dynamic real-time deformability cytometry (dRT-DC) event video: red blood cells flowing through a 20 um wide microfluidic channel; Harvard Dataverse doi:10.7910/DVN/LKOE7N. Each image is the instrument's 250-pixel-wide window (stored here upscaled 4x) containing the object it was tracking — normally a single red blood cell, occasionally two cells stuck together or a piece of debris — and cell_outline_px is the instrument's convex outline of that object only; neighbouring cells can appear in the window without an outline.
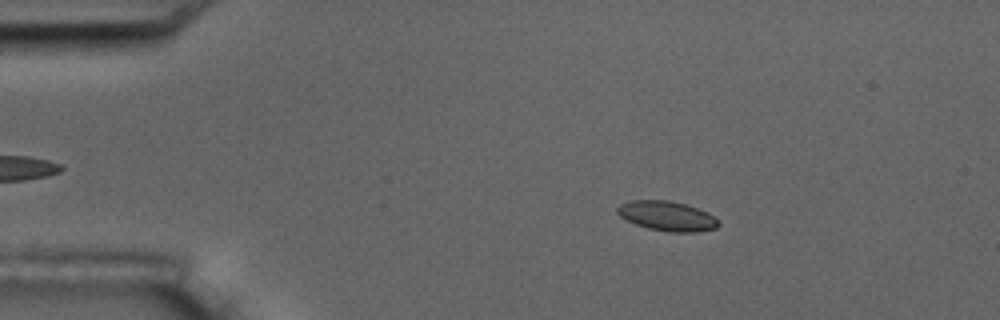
{"species": "common noctule bat (a hibernating species)", "species_latin": "Nyctalus noctula", "temperature_condition": "room temperature", "stored_images_in_passage": 5, "camera_frame_rate_fps": 3000, "um_per_image_px": 0.085, "animal": {"sex": "male", "body_mass_g": 17.5, "forearm_length_mm": 52.3}, "frame": {"image": 1, "passage_image": 3, "time_ms": 2.333, "image_size_px": [1000, 320], "cell_outline_px": [[720, 224], [716, 228], [696, 232], [668, 232], [648, 228], [636, 224], [620, 216], [616, 212], [616, 208], [620, 204], [628, 200], [668, 200], [684, 204], [708, 212], [720, 220]], "centroid_in_image_um": [56.71, 18.36], "position_along_channel_um": 28.3, "area_um2": 17.57}}